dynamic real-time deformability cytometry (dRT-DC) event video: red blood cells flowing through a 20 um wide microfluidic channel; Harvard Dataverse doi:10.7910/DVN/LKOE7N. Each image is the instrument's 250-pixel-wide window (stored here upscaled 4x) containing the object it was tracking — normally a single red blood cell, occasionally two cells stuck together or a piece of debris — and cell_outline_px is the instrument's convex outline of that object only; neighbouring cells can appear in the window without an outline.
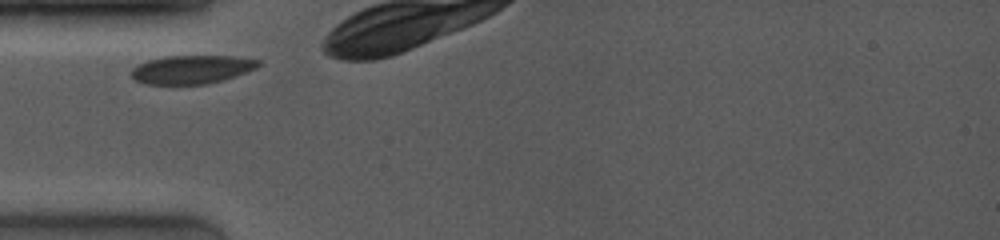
{"species": "common noctule bat (a hibernating species)", "species_latin": "Nyctalus noctula", "temperature_condition": "room temperature", "stored_images_in_passage": 20, "camera_frame_rate_fps": 4000, "um_per_image_px": 0.085, "animal": {"sex": "female", "body_mass_g": 19.0, "forearm_length_mm": 53.3}, "frame": {"image": 1, "passage_image": 1, "time_ms": 0.0, "image_size_px": [1000, 240], "cell_outline_px": [[260, 64], [256, 68], [208, 84], [148, 84], [136, 80], [132, 76], [132, 68], [148, 60], [164, 56], [236, 56], [260, 60]], "centroid_in_image_um": [16.29, 5.89], "position_along_channel_um": 68.7, "area_um2": 20.75}}